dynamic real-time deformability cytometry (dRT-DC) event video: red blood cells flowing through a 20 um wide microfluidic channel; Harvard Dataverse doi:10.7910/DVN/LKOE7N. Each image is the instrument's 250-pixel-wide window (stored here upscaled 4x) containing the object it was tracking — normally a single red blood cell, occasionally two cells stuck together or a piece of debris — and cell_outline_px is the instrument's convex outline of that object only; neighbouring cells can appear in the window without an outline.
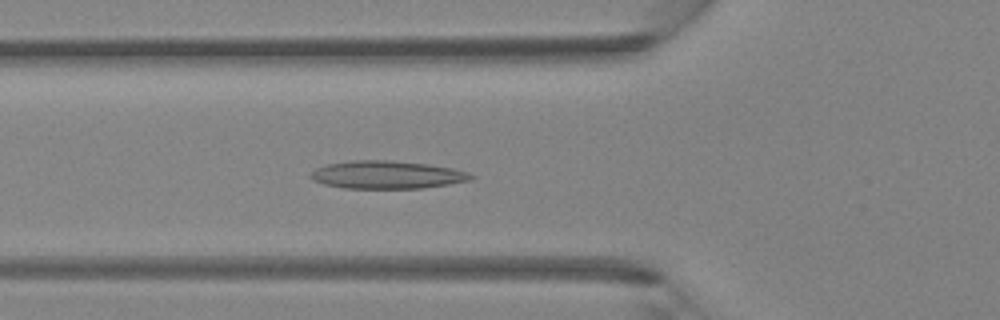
{"species": "Egyptian fruit bat (a non-hibernating species)", "species_latin": "Rousettus aegyptiacus", "temperature_condition": "room temperature", "stored_images_in_passage": 44, "camera_frame_rate_fps": 3000, "um_per_image_px": 0.085, "animal": {"sex": "female"}, "frame": {"image": 1, "passage_image": 15, "time_ms": 4.667, "image_size_px": [1000, 320], "cell_outline_px": [[476, 176], [472, 180], [424, 188], [344, 188], [324, 184], [312, 180], [308, 176], [316, 168], [328, 164], [356, 160], [392, 160], [428, 164], [452, 168], [468, 172]], "centroid_in_image_um": [32.91, 14.85], "position_along_channel_um": 92.9, "area_um2": 26.07}}
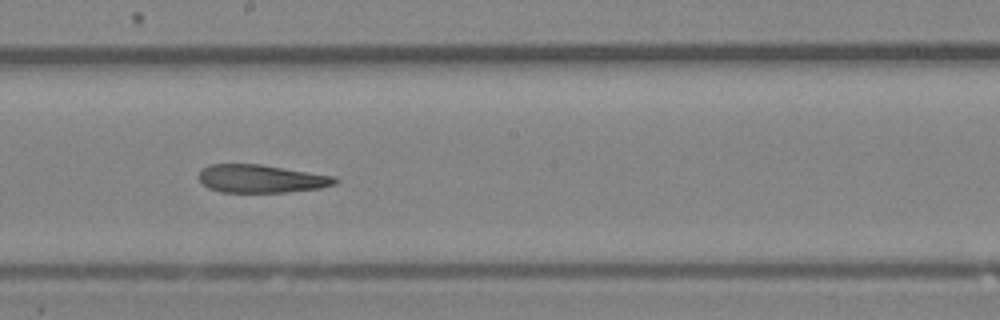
{"frame": {"image": 2, "passage_image": 24, "time_ms": 7.667, "image_size_px": [1000, 320], "cell_outline_px": [[340, 180], [336, 184], [320, 188], [288, 192], [220, 192], [208, 188], [200, 180], [200, 172], [208, 164], [260, 164], [336, 176]], "centroid_in_image_um": [22.25, 15.19], "position_along_channel_um": 226.0, "area_um2": 22.31}}
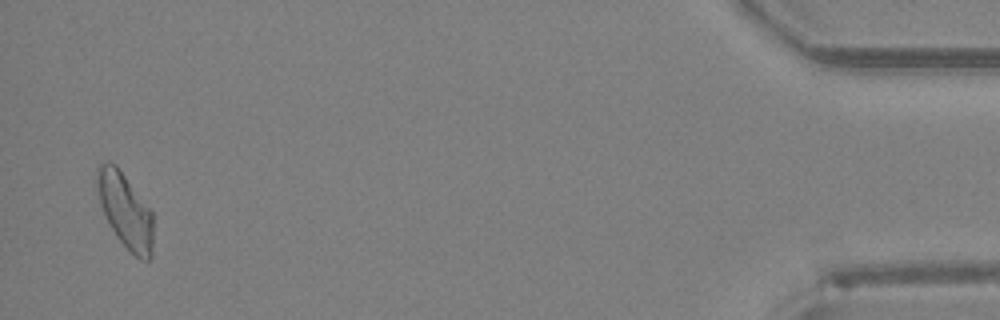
{"frame": {"image": 3, "passage_image": 43, "time_ms": 14.0, "image_size_px": [1000, 320], "cell_outline_px": [[152, 256], [148, 260], [140, 260], [116, 236], [100, 204], [96, 180], [96, 168], [100, 164], [116, 164], [152, 212]], "centroid_in_image_um": [10.65, 17.9], "position_along_channel_um": 424.6, "area_um2": 23.81}}